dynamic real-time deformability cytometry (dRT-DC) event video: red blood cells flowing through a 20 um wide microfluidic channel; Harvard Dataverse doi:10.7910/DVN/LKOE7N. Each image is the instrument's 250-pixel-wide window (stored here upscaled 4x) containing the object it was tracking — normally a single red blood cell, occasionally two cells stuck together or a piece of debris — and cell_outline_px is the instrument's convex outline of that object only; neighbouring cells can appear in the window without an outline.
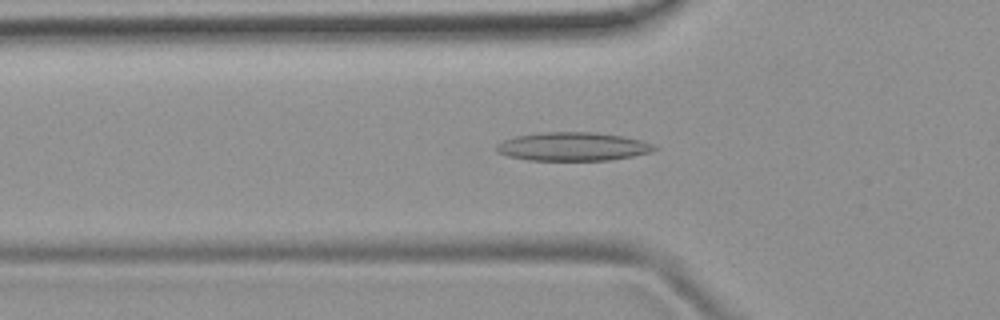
{"species": "common noctule bat (a hibernating species)", "species_latin": "Nyctalus noctula", "temperature_condition": "room temperature", "stored_images_in_passage": 42, "camera_frame_rate_fps": 3000, "um_per_image_px": 0.085, "animal": {"sex": "female", "body_mass_g": 19.9}, "frame": {"image": 1, "passage_image": 7, "time_ms": 2.0, "image_size_px": [1000, 320], "cell_outline_px": [[660, 148], [652, 152], [612, 160], [528, 160], [508, 156], [496, 152], [496, 144], [504, 140], [516, 136], [544, 132], [596, 132], [624, 136], [640, 140], [652, 144]], "centroid_in_image_um": [48.71, 12.46], "position_along_channel_um": 77.1, "area_um2": 26.36}}
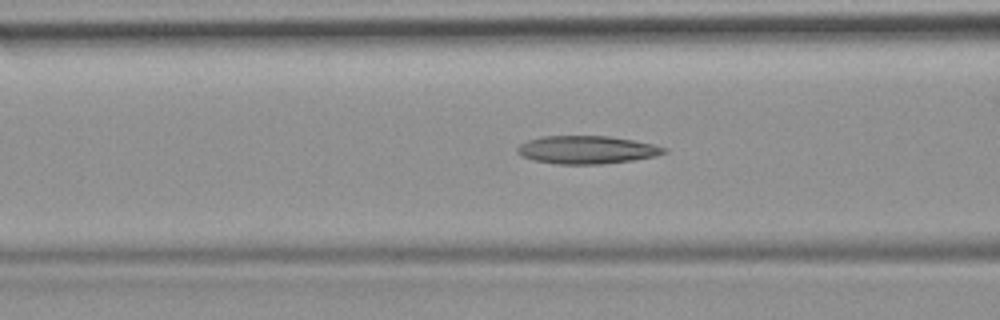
{"frame": {"image": 2, "passage_image": 10, "time_ms": 3.0, "image_size_px": [1000, 320], "cell_outline_px": [[668, 152], [656, 156], [632, 160], [600, 164], [556, 164], [532, 160], [520, 156], [516, 152], [516, 148], [520, 144], [528, 140], [540, 136], [608, 136], [632, 140], [652, 144], [668, 148]], "centroid_in_image_um": [49.84, 12.73], "position_along_channel_um": 116.8, "area_um2": 24.04}}
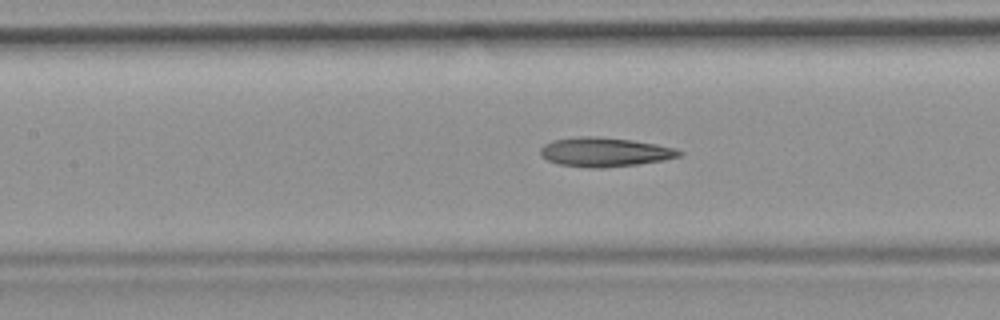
{"frame": {"image": 3, "passage_image": 13, "time_ms": 4.0, "image_size_px": [1000, 320], "cell_outline_px": [[684, 152], [680, 156], [664, 160], [636, 164], [604, 168], [588, 168], [560, 164], [548, 160], [540, 156], [540, 148], [544, 144], [552, 140], [580, 136], [596, 136], [632, 140], [656, 144], [676, 148]], "centroid_in_image_um": [51.39, 12.92], "position_along_channel_um": 156.0, "area_um2": 23.7}, "authors_computed_cell_mechanics": {"area_um2": 22.9466, "velocity_mm_per_s": 3.9018, "shape_relaxation_time_tau1_ms": null, "shape_relaxation_time_tau2_ms": 6.2169, "deformation_change_tau1": null, "deformation_change_tau2": 0.1825}}